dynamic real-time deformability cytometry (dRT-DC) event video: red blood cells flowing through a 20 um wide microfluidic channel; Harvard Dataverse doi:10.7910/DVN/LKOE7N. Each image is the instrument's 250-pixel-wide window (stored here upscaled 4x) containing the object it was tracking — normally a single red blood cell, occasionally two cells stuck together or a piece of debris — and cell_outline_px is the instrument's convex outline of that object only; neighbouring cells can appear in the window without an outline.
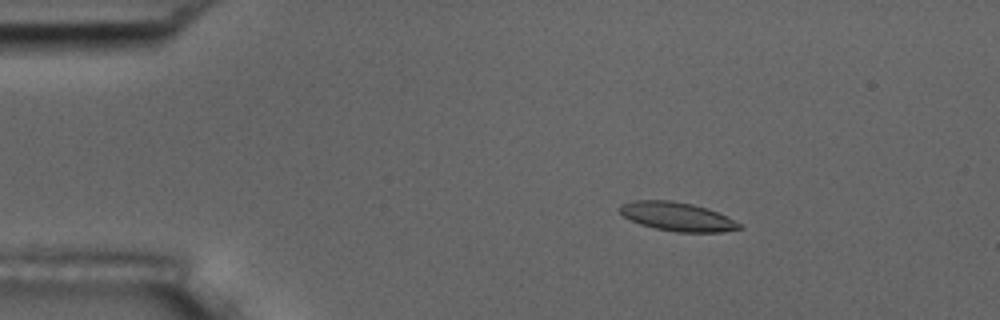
{"species": "common noctule bat (a hibernating species)", "species_latin": "Nyctalus noctula", "temperature_condition": "room temperature", "stored_images_in_passage": 4, "camera_frame_rate_fps": 3000, "um_per_image_px": 0.085, "animal": {"sex": "male", "body_mass_g": 17.5, "forearm_length_mm": 52.3}, "frame": {"image": 1, "passage_image": 1, "time_ms": 0.0, "image_size_px": [1000, 320], "cell_outline_px": [[744, 228], [724, 232], [676, 232], [656, 228], [640, 224], [624, 216], [616, 208], [620, 204], [632, 200], [672, 200], [692, 204], [716, 212], [740, 224]], "centroid_in_image_um": [57.51, 18.4], "position_along_channel_um": 27.5, "area_um2": 19.88}}